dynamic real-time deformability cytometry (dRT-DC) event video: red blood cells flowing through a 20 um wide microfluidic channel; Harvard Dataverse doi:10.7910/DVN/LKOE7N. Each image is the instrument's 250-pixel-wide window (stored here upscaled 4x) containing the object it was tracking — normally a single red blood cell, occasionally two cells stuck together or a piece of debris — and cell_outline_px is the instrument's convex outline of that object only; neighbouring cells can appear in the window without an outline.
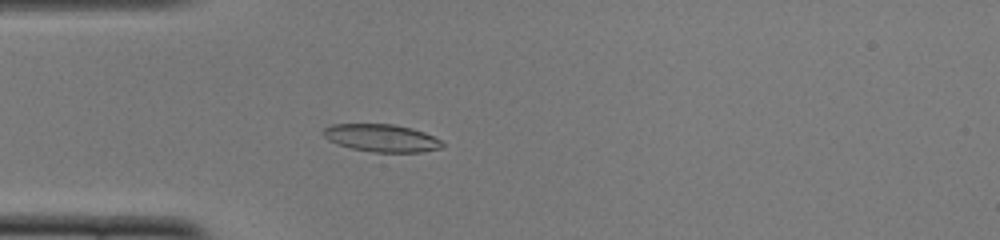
{"species": "common noctule bat (a hibernating species)", "species_latin": "Nyctalus noctula", "temperature_condition": "cold", "stored_images_in_passage": 51, "camera_frame_rate_fps": 3000, "um_per_image_px": 0.085, "animal": {"sex": "female", "body_mass_g": 22.0, "forearm_length_mm": 56.7}, "frame": {"image": 1, "passage_image": 14, "time_ms": 4.333, "image_size_px": [1000, 240], "cell_outline_px": [[444, 144], [440, 148], [420, 152], [372, 152], [352, 148], [336, 144], [328, 140], [324, 136], [324, 128], [332, 124], [392, 124], [412, 128], [424, 132], [440, 140]], "centroid_in_image_um": [32.41, 11.73], "position_along_channel_um": 52.6, "area_um2": 19.02}}
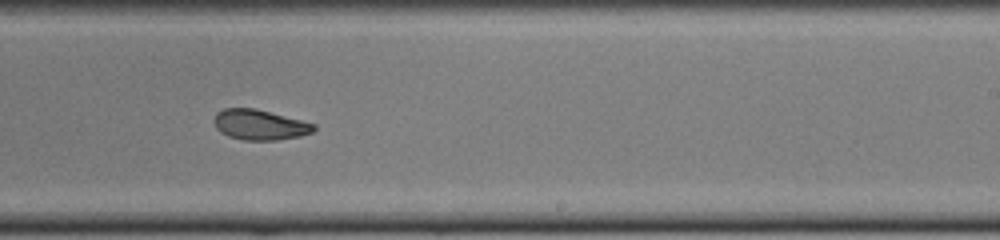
{"frame": {"image": 2, "passage_image": 31, "time_ms": 10.0, "image_size_px": [1000, 240], "cell_outline_px": [[316, 128], [312, 132], [300, 136], [276, 140], [244, 140], [228, 136], [220, 132], [216, 128], [212, 120], [216, 112], [224, 108], [256, 108], [316, 124]], "centroid_in_image_um": [22.04, 10.6], "position_along_channel_um": 267.0, "area_um2": 17.74}}
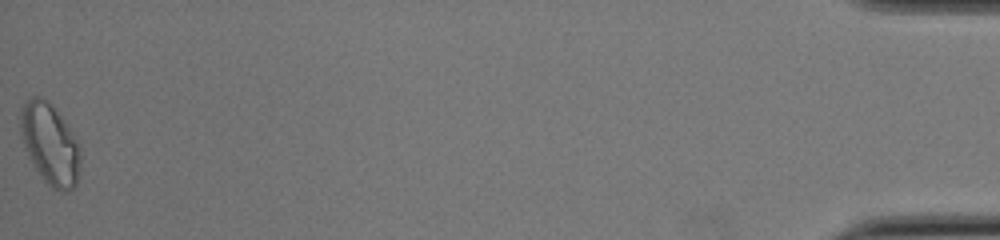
{"frame": {"image": 3, "passage_image": 51, "time_ms": 16.667, "image_size_px": [1000, 240], "cell_outline_px": [[80, 168], [76, 184], [68, 192], [60, 192], [52, 188], [44, 180], [28, 156], [24, 148], [20, 132], [20, 108], [24, 100], [32, 96], [40, 96], [56, 108], [72, 132], [80, 148]], "centroid_in_image_um": [4.23, 12.22], "position_along_channel_um": 431.0, "area_um2": 28.55}, "authors_computed_cell_mechanics": {"area_um2": 18.6694, "velocity_mm_per_s": 3.9087, "shape_relaxation_time_tau1_ms": 7.0223, "shape_relaxation_time_tau2_ms": 3.3731, "deformation_change_tau1": 0.1699, "deformation_change_tau2": 0.0833}}